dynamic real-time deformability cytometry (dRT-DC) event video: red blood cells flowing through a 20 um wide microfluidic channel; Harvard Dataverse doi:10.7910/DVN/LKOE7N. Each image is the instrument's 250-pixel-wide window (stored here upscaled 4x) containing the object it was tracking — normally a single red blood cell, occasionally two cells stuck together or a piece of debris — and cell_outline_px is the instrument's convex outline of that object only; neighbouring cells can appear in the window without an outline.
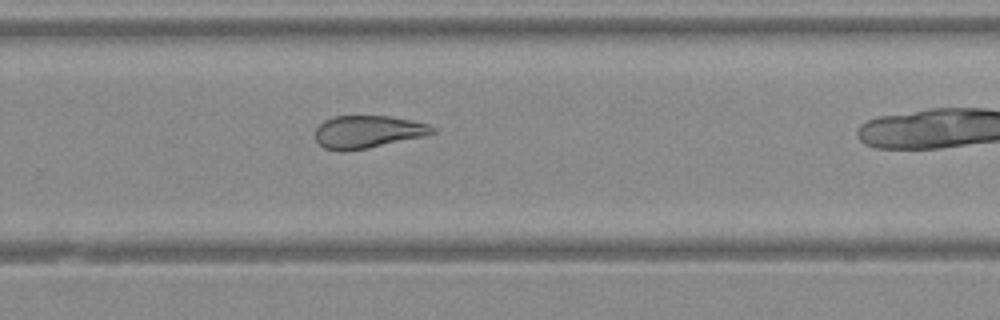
{"species": "Egyptian fruit bat (a non-hibernating species)", "species_latin": "Rousettus aegyptiacus", "temperature_condition": "warm", "stored_images_in_passage": 31, "camera_frame_rate_fps": 3000, "um_per_image_px": 0.085, "animal": {"sex": "female"}, "frame": {"image": 1, "passage_image": 22, "time_ms": 7.0, "image_size_px": [1000, 320], "cell_outline_px": [[436, 132], [424, 136], [368, 148], [340, 152], [324, 148], [316, 140], [316, 128], [324, 120], [332, 116], [388, 116], [412, 120], [428, 124], [436, 128]], "centroid_in_image_um": [31.25, 11.2], "position_along_channel_um": 298.5, "area_um2": 22.31}}